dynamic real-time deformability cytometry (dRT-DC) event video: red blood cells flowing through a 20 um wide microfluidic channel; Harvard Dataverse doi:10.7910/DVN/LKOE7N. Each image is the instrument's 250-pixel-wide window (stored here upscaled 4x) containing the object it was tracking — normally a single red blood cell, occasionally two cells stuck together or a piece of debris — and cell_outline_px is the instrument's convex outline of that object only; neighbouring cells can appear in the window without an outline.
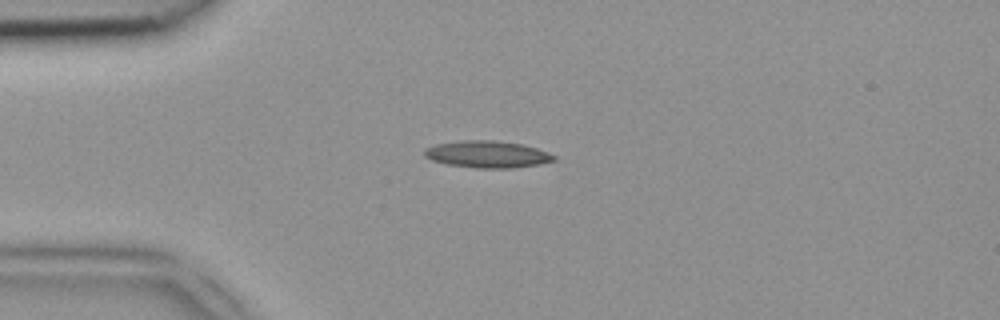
{"species": "common noctule bat (a hibernating species)", "species_latin": "Nyctalus noctula", "temperature_condition": "room temperature", "stored_images_in_passage": 37, "camera_frame_rate_fps": 3000, "um_per_image_px": 0.085, "animal": {"sex": "female", "body_mass_g": 18.4}, "frame": {"image": 1, "passage_image": 1, "time_ms": 0.0, "image_size_px": [1000, 320], "cell_outline_px": [[556, 160], [540, 164], [512, 168], [476, 168], [448, 164], [432, 160], [424, 156], [424, 148], [436, 144], [460, 140], [496, 140], [520, 144], [536, 148], [548, 152], [556, 156]], "centroid_in_image_um": [41.42, 13.11], "position_along_channel_um": 43.6, "area_um2": 20.35}}
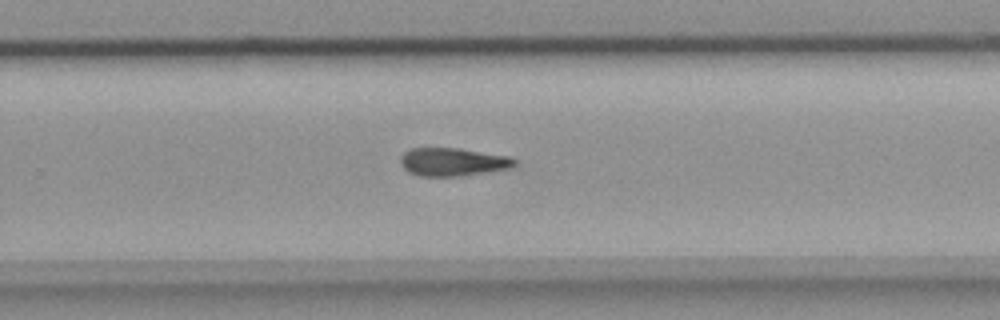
{"frame": {"image": 2, "passage_image": 20, "time_ms": 6.333, "image_size_px": [1000, 320], "cell_outline_px": [[516, 164], [508, 168], [460, 176], [420, 176], [408, 172], [400, 164], [400, 156], [408, 148], [460, 148], [512, 156], [516, 160]], "centroid_in_image_um": [38.46, 13.75], "position_along_channel_um": 291.3, "area_um2": 18.84}}
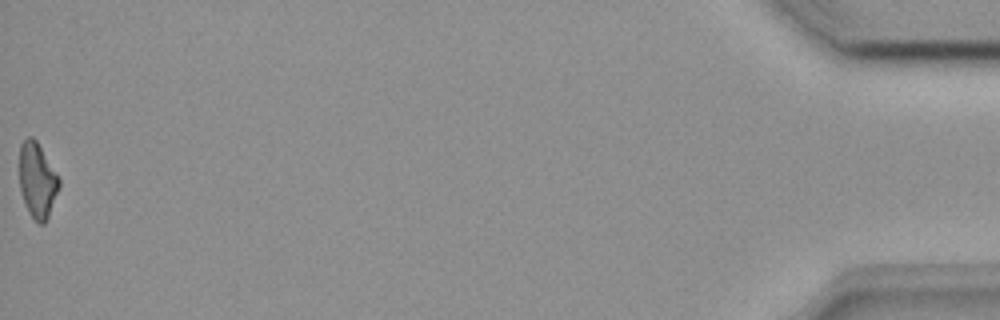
{"frame": {"image": 3, "passage_image": 37, "time_ms": 12.0, "image_size_px": [1000, 320], "cell_outline_px": [[60, 188], [48, 216], [44, 224], [36, 224], [28, 212], [20, 192], [20, 144], [28, 136], [32, 136], [36, 140], [60, 180]], "centroid_in_image_um": [3.16, 15.37], "position_along_channel_um": 432.0, "area_um2": 17.34}}